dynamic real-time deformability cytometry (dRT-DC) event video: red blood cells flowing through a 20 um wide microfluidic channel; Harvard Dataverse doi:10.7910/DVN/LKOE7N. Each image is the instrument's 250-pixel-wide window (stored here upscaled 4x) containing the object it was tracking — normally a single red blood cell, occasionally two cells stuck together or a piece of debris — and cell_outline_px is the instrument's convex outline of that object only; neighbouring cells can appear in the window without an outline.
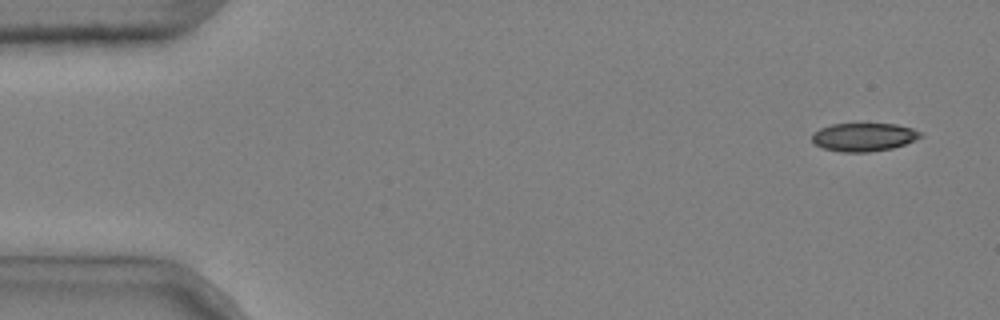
{"species": "common noctule bat (a hibernating species)", "species_latin": "Nyctalus noctula", "temperature_condition": "cold", "stored_images_in_passage": 6, "camera_frame_rate_fps": 3000, "um_per_image_px": 0.085, "animal": {"sex": "male", "body_mass_g": 20.4}, "frame": {"image": 1, "passage_image": 1, "time_ms": 0.0, "image_size_px": [1000, 320], "cell_outline_px": [[924, 136], [904, 144], [892, 148], [868, 152], [840, 152], [824, 148], [816, 144], [812, 140], [812, 132], [820, 128], [832, 124], [896, 124], [912, 128], [920, 132]], "centroid_in_image_um": [73.41, 11.65], "position_along_channel_um": 11.6, "area_um2": 17.8}}
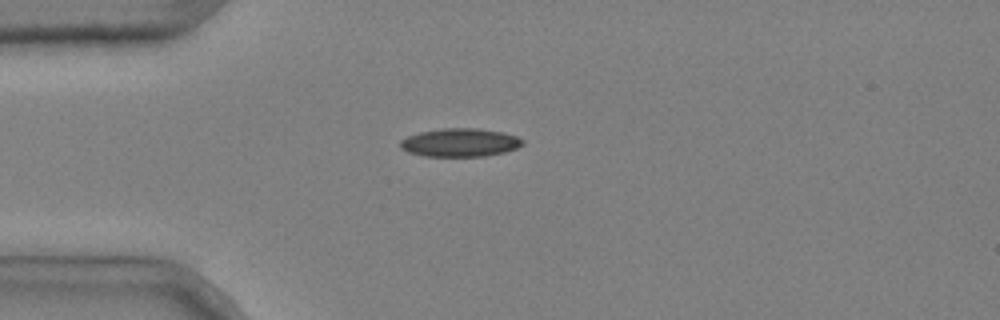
{"frame": {"image": 2, "passage_image": 4, "time_ms": 1.0, "image_size_px": [1000, 320], "cell_outline_px": [[524, 144], [516, 148], [504, 152], [484, 156], [424, 156], [408, 152], [400, 148], [400, 140], [408, 136], [420, 132], [440, 128], [476, 128], [504, 132], [516, 136], [524, 140]], "centroid_in_image_um": [39.1, 12.11], "position_along_channel_um": 45.9, "area_um2": 20.23}}